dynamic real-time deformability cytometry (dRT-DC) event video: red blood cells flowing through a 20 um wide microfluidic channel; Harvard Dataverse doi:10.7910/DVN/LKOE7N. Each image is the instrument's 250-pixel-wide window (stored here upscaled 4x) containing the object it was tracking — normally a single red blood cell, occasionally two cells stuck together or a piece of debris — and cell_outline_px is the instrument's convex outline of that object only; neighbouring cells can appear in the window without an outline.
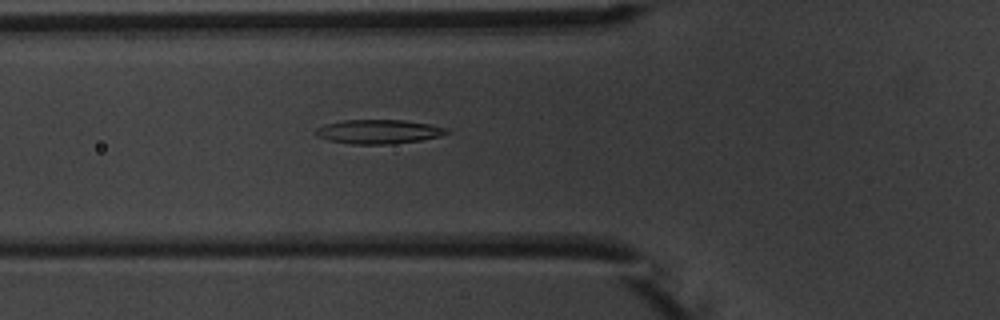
{"species": "common noctule bat (a hibernating species)", "species_latin": "Nyctalus noctula", "temperature_condition": "warm", "stored_images_in_passage": 4, "camera_frame_rate_fps": 3000, "um_per_image_px": 0.085, "animal": {"sex": "male", "body_mass_g": 20.1, "forearm_length_mm": 53.5}, "frame": {"image": 1, "passage_image": 4, "time_ms": 3.333, "image_size_px": [1000, 320], "cell_outline_px": [[448, 132], [440, 136], [420, 140], [392, 144], [352, 144], [328, 140], [316, 136], [316, 128], [324, 124], [344, 120], [404, 120], [428, 124], [448, 128]], "centroid_in_image_um": [32.15, 11.19], "position_along_channel_um": 93.6, "area_um2": 18.32}}